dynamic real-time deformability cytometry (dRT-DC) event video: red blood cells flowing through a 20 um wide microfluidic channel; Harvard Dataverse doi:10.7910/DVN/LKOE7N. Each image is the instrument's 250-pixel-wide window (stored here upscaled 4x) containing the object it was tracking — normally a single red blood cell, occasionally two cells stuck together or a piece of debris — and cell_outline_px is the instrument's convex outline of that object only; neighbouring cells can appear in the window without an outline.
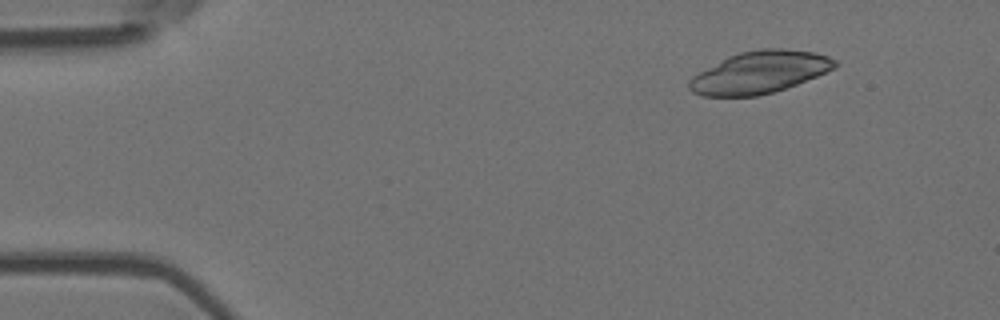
{"species": "Egyptian fruit bat (a non-hibernating species)", "species_latin": "Rousettus aegyptiacus", "temperature_condition": "room temperature", "stored_images_in_passage": 5, "camera_frame_rate_fps": 3000, "um_per_image_px": 0.085, "animal": {"sex": "female"}, "frame": {"image": 1, "passage_image": 2, "time_ms": 0.333, "image_size_px": [1000, 320], "cell_outline_px": [[840, 64], [836, 68], [796, 84], [772, 92], [756, 96], [700, 96], [692, 92], [688, 88], [688, 80], [692, 76], [728, 56], [740, 52], [764, 48], [784, 48], [816, 52], [828, 56], [836, 60]], "centroid_in_image_um": [64.57, 6.14], "position_along_channel_um": 20.4, "area_um2": 35.78}}